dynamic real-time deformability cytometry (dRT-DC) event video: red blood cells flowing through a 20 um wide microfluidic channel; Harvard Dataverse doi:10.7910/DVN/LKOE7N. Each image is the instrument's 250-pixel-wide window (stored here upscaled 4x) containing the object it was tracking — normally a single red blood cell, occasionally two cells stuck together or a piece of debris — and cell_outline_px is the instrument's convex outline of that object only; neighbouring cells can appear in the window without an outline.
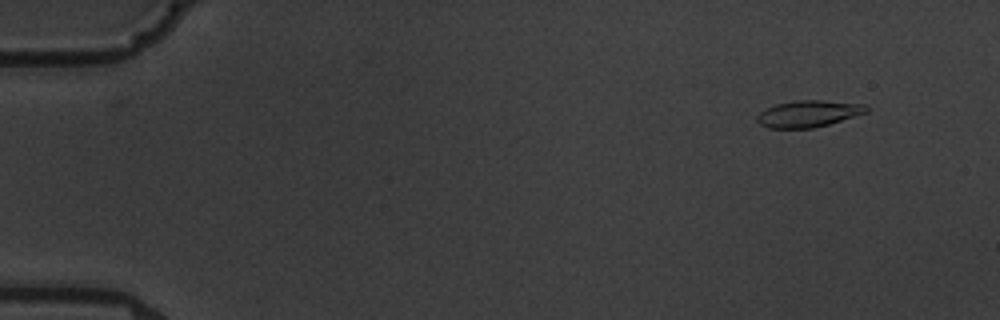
{"species": "common noctule bat (a hibernating species)", "species_latin": "Nyctalus noctula", "temperature_condition": "warm", "stored_images_in_passage": 7, "camera_frame_rate_fps": 3000, "um_per_image_px": 0.085, "animal": {"sex": "male", "body_mass_g": 19.5, "forearm_length_mm": 54.6}, "frame": {"image": 1, "passage_image": 2, "time_ms": 1.333, "image_size_px": [1000, 320], "cell_outline_px": [[868, 112], [828, 124], [812, 128], [768, 128], [760, 124], [756, 120], [756, 116], [764, 108], [776, 104], [796, 100], [824, 100], [864, 104], [868, 108]], "centroid_in_image_um": [68.68, 9.66], "position_along_channel_um": 16.3, "area_um2": 16.99}}
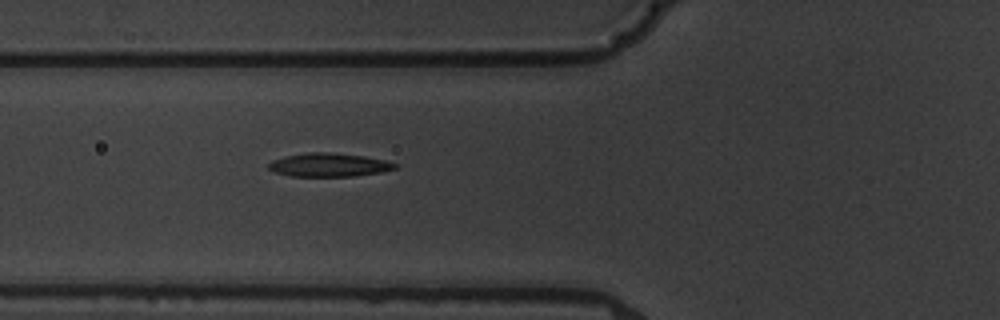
{"frame": {"image": 2, "passage_image": 7, "time_ms": 7.0, "image_size_px": [1000, 320], "cell_outline_px": [[400, 164], [396, 168], [380, 172], [352, 176], [288, 176], [276, 172], [268, 168], [268, 164], [272, 160], [284, 156], [308, 152], [328, 152], [364, 156], [388, 160]], "centroid_in_image_um": [27.98, 14.01], "position_along_channel_um": 97.8, "area_um2": 17.4}}